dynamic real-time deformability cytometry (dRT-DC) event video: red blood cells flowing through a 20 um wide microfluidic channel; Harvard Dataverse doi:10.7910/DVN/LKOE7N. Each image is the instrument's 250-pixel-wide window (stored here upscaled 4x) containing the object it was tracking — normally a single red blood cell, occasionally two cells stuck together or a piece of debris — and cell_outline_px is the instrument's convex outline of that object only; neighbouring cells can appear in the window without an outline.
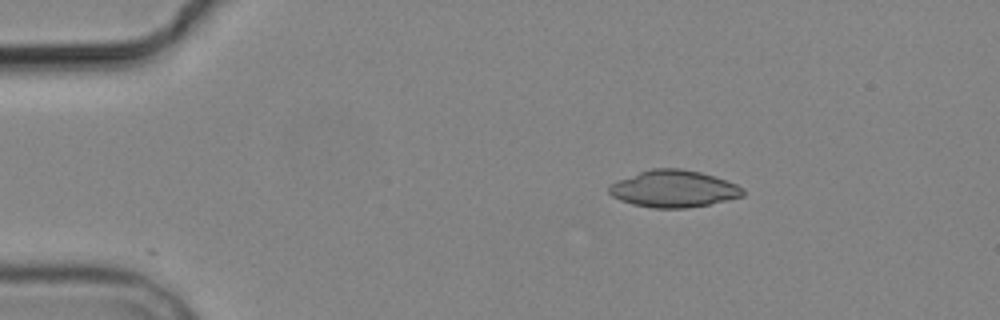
{"species": "common noctule bat (a hibernating species)", "species_latin": "Nyctalus noctula", "temperature_condition": "cold", "stored_images_in_passage": 3, "camera_frame_rate_fps": 3000, "um_per_image_px": 0.085, "animal": {"sex": "male", "body_mass_g": 19.2, "forearm_length_mm": 51.8}, "frame": {"image": 1, "passage_image": 1, "time_ms": 0.0, "image_size_px": [1000, 320], "cell_outline_px": [[744, 196], [728, 200], [708, 204], [684, 208], [652, 208], [632, 204], [620, 200], [612, 196], [608, 192], [608, 188], [616, 180], [652, 168], [680, 168], [700, 172], [736, 184], [744, 188]], "centroid_in_image_um": [57.24, 16.05], "position_along_channel_um": 27.8, "area_um2": 28.73}}